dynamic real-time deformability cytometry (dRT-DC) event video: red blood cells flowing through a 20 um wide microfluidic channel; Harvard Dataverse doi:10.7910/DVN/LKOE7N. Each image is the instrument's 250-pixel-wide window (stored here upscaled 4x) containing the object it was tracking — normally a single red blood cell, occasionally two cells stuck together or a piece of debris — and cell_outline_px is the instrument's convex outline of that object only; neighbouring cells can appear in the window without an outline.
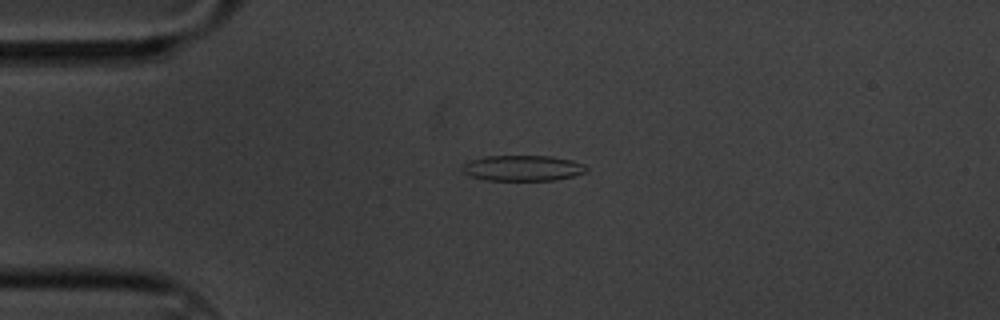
{"species": "common noctule bat (a hibernating species)", "species_latin": "Nyctalus noctula", "temperature_condition": "cold", "stored_images_in_passage": 60, "camera_frame_rate_fps": 3000, "um_per_image_px": 0.085, "animal": {"sex": "male", "body_mass_g": 20.1, "forearm_length_mm": 53.5}, "frame": {"image": 1, "passage_image": 14, "time_ms": 4.333, "image_size_px": [1000, 320], "cell_outline_px": [[588, 172], [556, 180], [484, 180], [472, 176], [464, 172], [464, 164], [468, 160], [488, 156], [552, 156], [572, 160], [584, 164], [588, 168]], "centroid_in_image_um": [44.48, 14.28], "position_along_channel_um": 40.5, "area_um2": 18.5}}
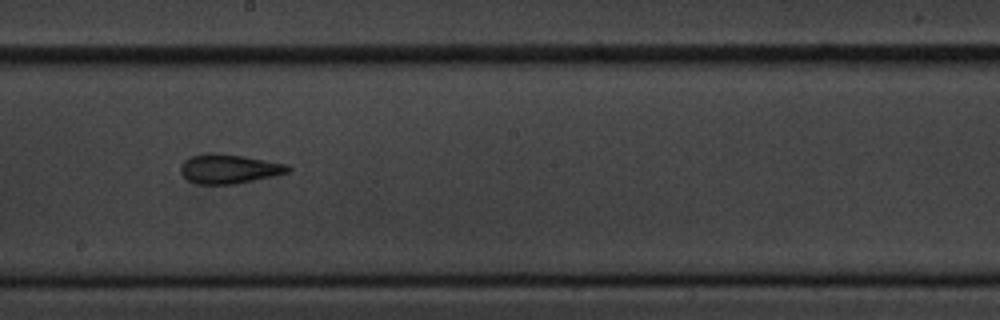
{"frame": {"image": 2, "passage_image": 33, "time_ms": 10.667, "image_size_px": [1000, 320], "cell_outline_px": [[292, 168], [288, 172], [272, 176], [236, 184], [196, 184], [188, 180], [180, 172], [180, 168], [184, 160], [192, 156], [212, 152], [216, 152], [244, 156], [288, 164]], "centroid_in_image_um": [19.46, 14.35], "position_along_channel_um": 228.7, "area_um2": 18.38}}
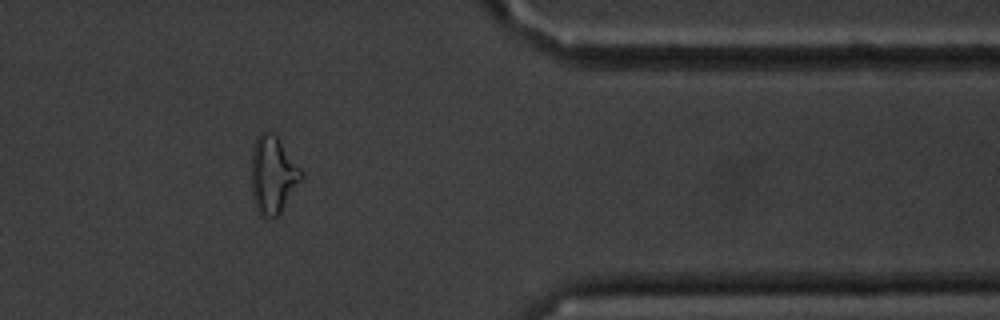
{"frame": {"image": 3, "passage_image": 49, "time_ms": 16.0, "image_size_px": [1000, 320], "cell_outline_px": [[304, 180], [280, 212], [276, 216], [264, 220], [260, 216], [256, 208], [252, 196], [252, 148], [260, 132], [272, 132], [276, 136], [304, 172]], "centroid_in_image_um": [23.22, 14.91], "position_along_channel_um": 388.2, "area_um2": 22.77}, "authors_computed_cell_mechanics": {"area_um2": 18.7272, "velocity_mm_per_s": 3.3329, "shape_relaxation_time_tau1_ms": 7.593, "shape_relaxation_time_tau2_ms": 3.7858, "deformation_change_tau1": 0.1901, "deformation_change_tau2": 0.1136}}